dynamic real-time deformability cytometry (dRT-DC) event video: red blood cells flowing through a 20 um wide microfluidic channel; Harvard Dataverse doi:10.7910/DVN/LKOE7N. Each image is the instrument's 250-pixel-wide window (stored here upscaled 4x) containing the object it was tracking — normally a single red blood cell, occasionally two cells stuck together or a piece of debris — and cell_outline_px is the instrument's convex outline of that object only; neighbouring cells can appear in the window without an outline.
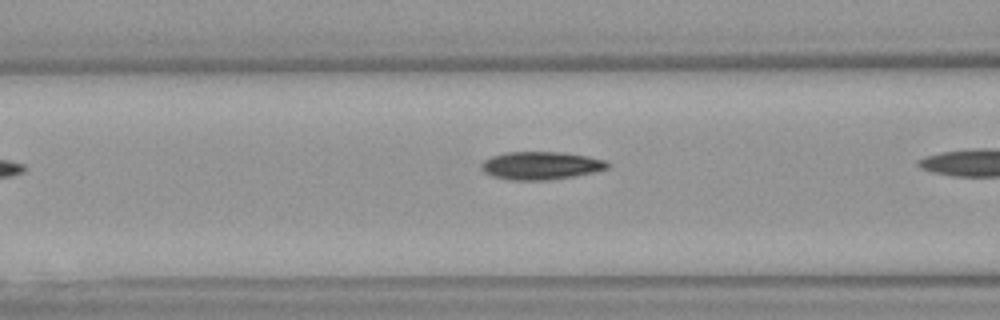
{"species": "Egyptian fruit bat (a non-hibernating species)", "species_latin": "Rousettus aegyptiacus", "temperature_condition": "warm", "stored_images_in_passage": 6, "camera_frame_rate_fps": 3000, "um_per_image_px": 0.085, "animal": {"sex": "female"}, "frame": {"image": 1, "passage_image": 4, "time_ms": 1.0, "image_size_px": [1000, 320], "cell_outline_px": [[612, 164], [608, 168], [592, 172], [572, 176], [548, 180], [508, 180], [492, 176], [484, 172], [480, 168], [480, 164], [484, 160], [492, 156], [504, 152], [560, 152], [588, 156], [608, 160]], "centroid_in_image_um": [45.97, 14.07], "position_along_channel_um": 120.6, "area_um2": 20.69}}